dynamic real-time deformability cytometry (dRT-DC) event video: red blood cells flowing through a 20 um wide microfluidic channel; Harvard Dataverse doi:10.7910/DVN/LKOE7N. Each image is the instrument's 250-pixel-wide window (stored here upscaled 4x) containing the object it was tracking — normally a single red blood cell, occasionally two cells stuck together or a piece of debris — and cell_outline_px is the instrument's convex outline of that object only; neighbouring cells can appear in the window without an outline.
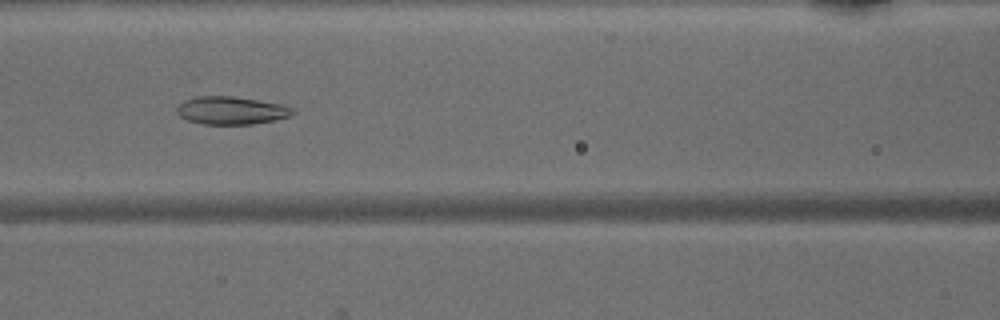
{"species": "common noctule bat (a hibernating species)", "species_latin": "Nyctalus noctula", "temperature_condition": "warm", "stored_images_in_passage": 45, "camera_frame_rate_fps": 3000, "um_per_image_px": 0.085, "animal": {"sex": "male", "body_mass_g": 15.6}, "frame": {"image": 1, "passage_image": 19, "time_ms": 6.0, "image_size_px": [1000, 320], "cell_outline_px": [[296, 112], [292, 116], [276, 120], [252, 124], [204, 124], [184, 120], [176, 112], [176, 108], [184, 100], [196, 96], [232, 96], [280, 104], [292, 108]], "centroid_in_image_um": [19.64, 9.4], "position_along_channel_um": 147.0, "area_um2": 18.9}}
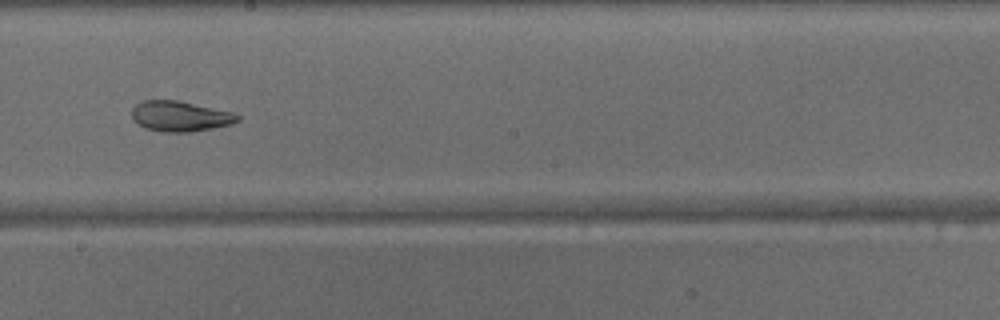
{"frame": {"image": 2, "passage_image": 25, "time_ms": 8.0, "image_size_px": [1000, 320], "cell_outline_px": [[240, 120], [232, 124], [212, 128], [188, 132], [164, 132], [144, 128], [132, 120], [132, 108], [140, 100], [176, 100], [232, 112], [240, 116]], "centroid_in_image_um": [15.27, 9.88], "position_along_channel_um": 232.9, "area_um2": 18.73}}
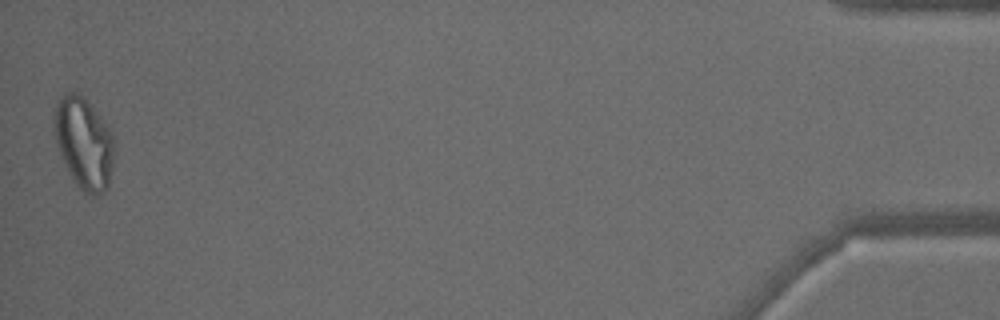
{"frame": {"image": 3, "passage_image": 45, "time_ms": 14.667, "image_size_px": [1000, 320], "cell_outline_px": [[116, 144], [112, 168], [108, 188], [104, 192], [92, 196], [84, 192], [80, 188], [64, 164], [60, 156], [52, 128], [52, 116], [56, 104], [64, 92], [76, 92], [92, 108], [112, 132], [116, 140]], "centroid_in_image_um": [7.12, 12.17], "position_along_channel_um": 428.1, "area_um2": 32.19}}